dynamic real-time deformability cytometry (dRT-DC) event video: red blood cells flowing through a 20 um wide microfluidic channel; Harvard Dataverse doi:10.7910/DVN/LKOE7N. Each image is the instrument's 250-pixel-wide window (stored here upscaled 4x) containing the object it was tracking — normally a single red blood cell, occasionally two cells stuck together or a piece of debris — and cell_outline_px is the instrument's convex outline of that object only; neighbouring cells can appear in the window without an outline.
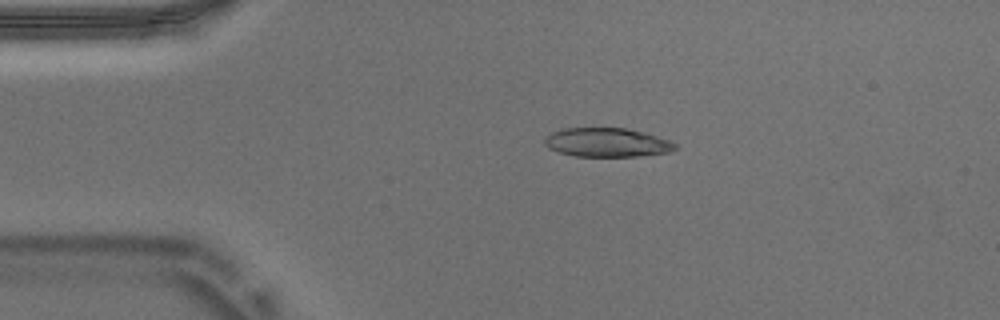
{"species": "Egyptian fruit bat (a non-hibernating species)", "species_latin": "Rousettus aegyptiacus", "temperature_condition": "warm", "stored_images_in_passage": 44, "camera_frame_rate_fps": 3000, "um_per_image_px": 0.085, "animal": {"sex": "male"}, "frame": {"image": 1, "passage_image": 1, "time_ms": 0.0, "image_size_px": [1000, 320], "cell_outline_px": [[676, 148], [668, 152], [636, 156], [576, 156], [560, 152], [548, 148], [544, 144], [544, 140], [552, 132], [564, 128], [624, 128], [644, 132], [668, 140], [676, 144]], "centroid_in_image_um": [51.57, 12.1], "position_along_channel_um": 33.4, "area_um2": 21.73}}
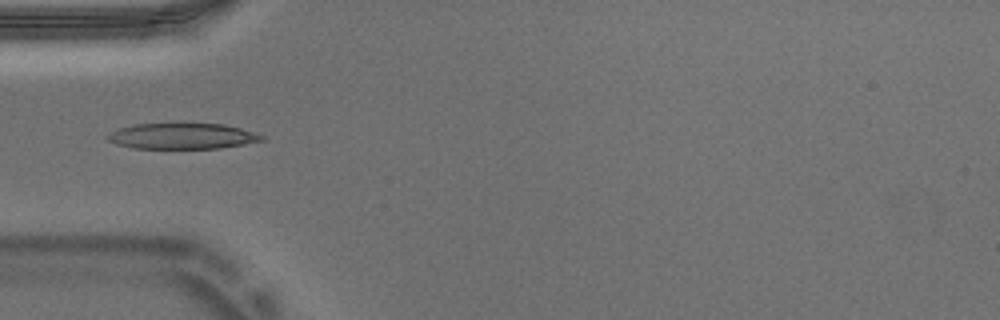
{"frame": {"image": 2, "passage_image": 7, "time_ms": 2.0, "image_size_px": [1000, 320], "cell_outline_px": [[264, 140], [244, 144], [220, 148], [132, 148], [116, 144], [108, 140], [104, 136], [120, 128], [136, 124], [224, 124], [240, 128], [264, 136]], "centroid_in_image_um": [15.47, 11.57], "position_along_channel_um": 69.5, "area_um2": 22.89}}
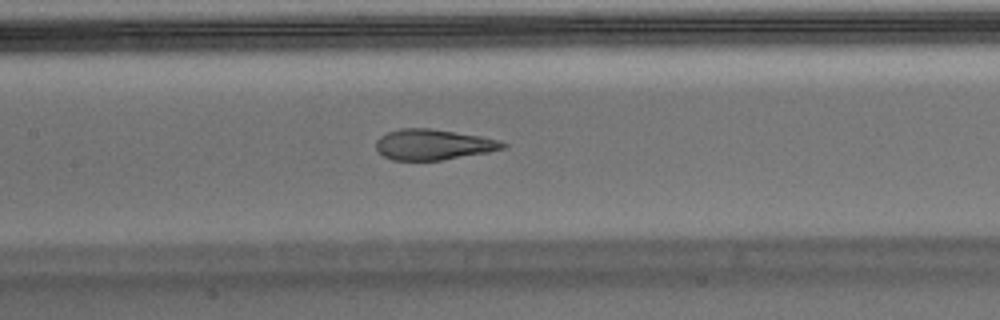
{"frame": {"image": 3, "passage_image": 15, "time_ms": 4.667, "image_size_px": [1000, 320], "cell_outline_px": [[508, 144], [504, 148], [488, 152], [444, 160], [392, 160], [384, 156], [376, 148], [376, 140], [380, 136], [388, 132], [400, 128], [428, 128], [484, 136], [500, 140]], "centroid_in_image_um": [36.85, 12.28], "position_along_channel_um": 170.6, "area_um2": 22.72}, "authors_computed_cell_mechanics": {"area_um2": 23.8425, "velocity_mm_per_s": 3.7267, "shape_relaxation_time_tau1_ms": null, "shape_relaxation_time_tau2_ms": 0.9941, "deformation_change_tau1": null, "deformation_change_tau2": 0.0763}}